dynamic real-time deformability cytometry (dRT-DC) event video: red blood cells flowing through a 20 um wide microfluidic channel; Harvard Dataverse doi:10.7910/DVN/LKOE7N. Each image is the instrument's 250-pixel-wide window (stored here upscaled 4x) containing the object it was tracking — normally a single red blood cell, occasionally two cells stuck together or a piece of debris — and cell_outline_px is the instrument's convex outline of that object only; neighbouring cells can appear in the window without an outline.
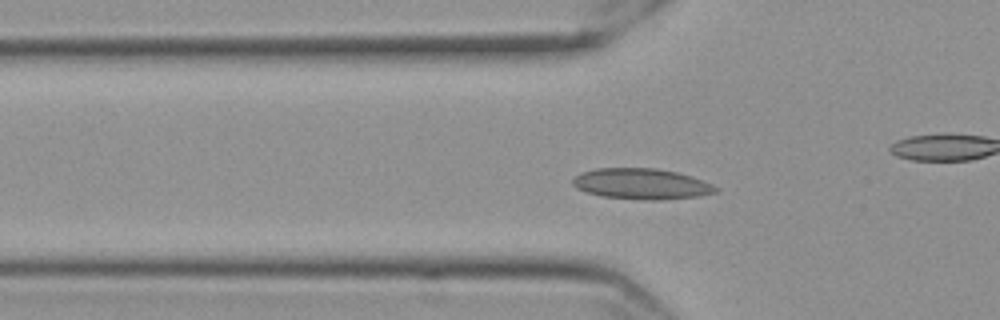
{"species": "Egyptian fruit bat (a non-hibernating species)", "species_latin": "Rousettus aegyptiacus", "temperature_condition": "cold", "stored_images_in_passage": 55, "camera_frame_rate_fps": 3000, "um_per_image_px": 0.085, "frame": {"image": 1, "passage_image": 16, "time_ms": 5.0, "image_size_px": [1000, 320], "cell_outline_px": [[720, 188], [716, 192], [700, 196], [660, 200], [644, 200], [604, 196], [588, 192], [576, 188], [572, 184], [572, 180], [576, 176], [584, 172], [596, 168], [656, 168], [676, 172], [692, 176], [712, 184]], "centroid_in_image_um": [54.57, 15.63], "position_along_channel_um": 71.2, "area_um2": 25.55}}
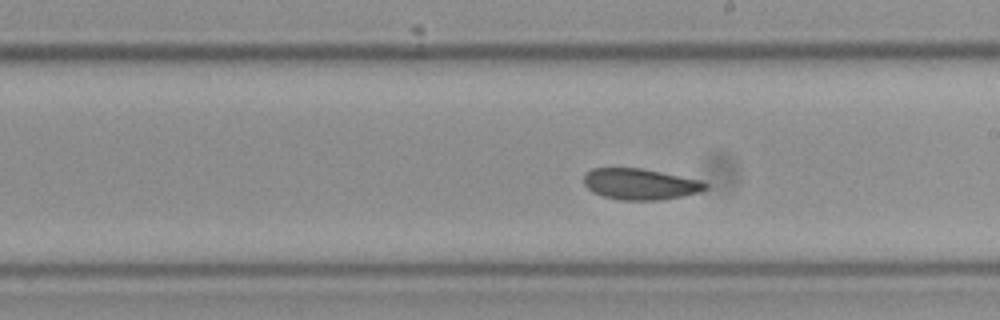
{"frame": {"image": 2, "passage_image": 30, "time_ms": 9.667, "image_size_px": [1000, 320], "cell_outline_px": [[708, 188], [700, 192], [660, 200], [620, 200], [604, 196], [592, 192], [584, 184], [584, 172], [592, 168], [644, 168], [700, 180], [708, 184]], "centroid_in_image_um": [54.4, 15.64], "position_along_channel_um": 234.6, "area_um2": 22.14}}
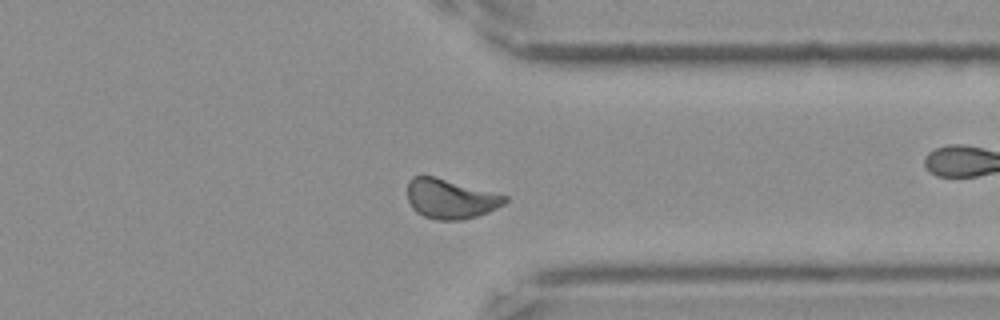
{"frame": {"image": 3, "passage_image": 42, "time_ms": 13.667, "image_size_px": [1000, 320], "cell_outline_px": [[508, 200], [504, 204], [488, 212], [476, 216], [460, 220], [436, 220], [424, 216], [416, 212], [412, 208], [408, 200], [408, 180], [412, 176], [432, 176], [508, 196]], "centroid_in_image_um": [38.27, 16.91], "position_along_channel_um": 373.1, "area_um2": 22.31}}